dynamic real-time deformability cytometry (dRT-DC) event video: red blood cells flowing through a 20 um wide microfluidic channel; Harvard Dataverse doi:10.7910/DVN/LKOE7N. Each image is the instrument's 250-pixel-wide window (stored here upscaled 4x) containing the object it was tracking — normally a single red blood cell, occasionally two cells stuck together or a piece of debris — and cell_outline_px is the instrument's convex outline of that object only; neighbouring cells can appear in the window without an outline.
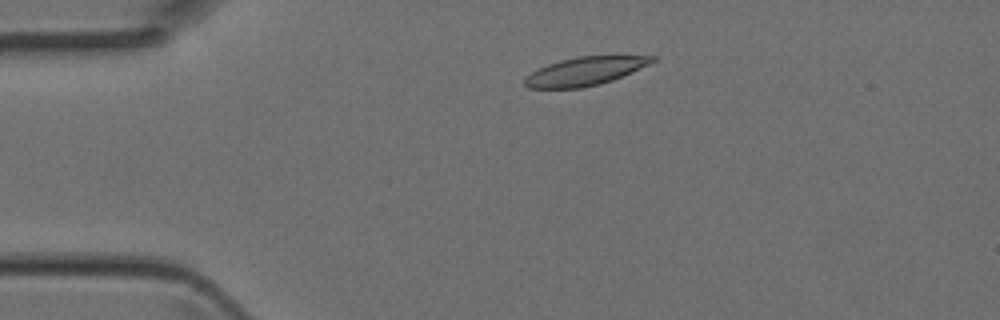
{"species": "Egyptian fruit bat (a non-hibernating species)", "species_latin": "Rousettus aegyptiacus", "temperature_condition": "room temperature", "stored_images_in_passage": 2, "camera_frame_rate_fps": 3000, "um_per_image_px": 0.085, "animal": {"sex": "female"}, "frame": {"image": 1, "passage_image": 1, "time_ms": 0.0, "image_size_px": [1000, 320], "cell_outline_px": [[656, 60], [648, 64], [612, 80], [600, 84], [580, 88], [528, 88], [524, 84], [524, 76], [548, 64], [560, 60], [580, 56], [656, 56]], "centroid_in_image_um": [49.67, 6.06], "position_along_channel_um": 35.3, "area_um2": 20.75}}